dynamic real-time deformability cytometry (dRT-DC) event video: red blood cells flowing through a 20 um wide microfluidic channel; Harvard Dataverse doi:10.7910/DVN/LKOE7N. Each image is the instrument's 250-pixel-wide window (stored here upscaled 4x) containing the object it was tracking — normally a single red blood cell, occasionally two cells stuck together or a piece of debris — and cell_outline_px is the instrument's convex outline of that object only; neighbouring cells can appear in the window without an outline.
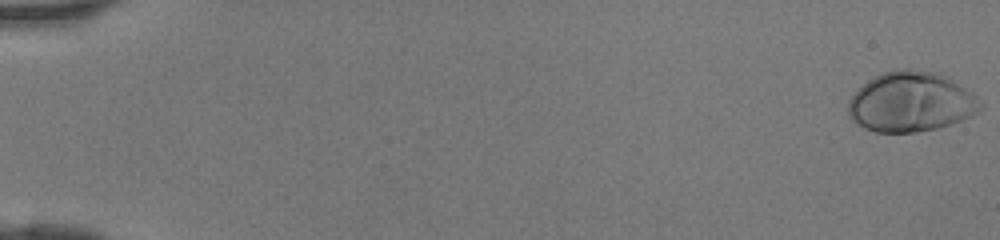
{"species": "human", "species_latin": "Homo sapiens", "temperature_condition": "room temperature", "stored_images_in_passage": 47, "camera_frame_rate_fps": 3000, "um_per_image_px": 0.085, "donor": {"sex": "female"}, "frame": {"image": 1, "passage_image": 1, "time_ms": 0.0, "image_size_px": [1000, 240], "cell_outline_px": [[984, 108], [960, 120], [940, 128], [916, 132], [876, 132], [864, 128], [856, 124], [848, 116], [848, 100], [868, 80], [884, 72], [896, 68], [912, 68], [940, 72], [948, 76], [972, 92], [984, 104]], "centroid_in_image_um": [77.45, 8.64], "position_along_channel_um": 7.6, "area_um2": 46.64}}
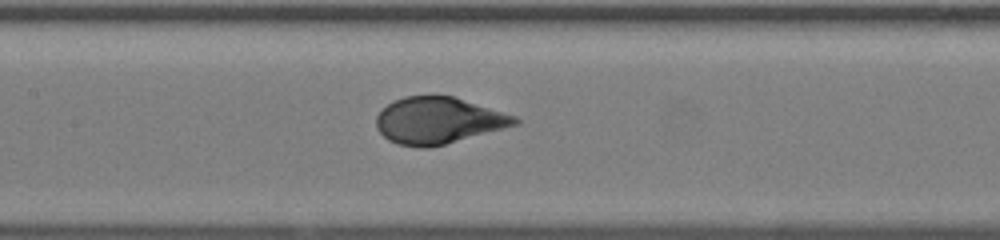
{"frame": {"image": 2, "passage_image": 24, "time_ms": 7.667, "image_size_px": [1000, 240], "cell_outline_px": [[520, 124], [444, 144], [428, 148], [420, 148], [400, 144], [388, 140], [376, 128], [376, 116], [388, 104], [404, 96], [432, 92], [452, 96], [516, 116], [520, 120]], "centroid_in_image_um": [37.24, 10.21], "position_along_channel_um": 170.2, "area_um2": 37.92}}
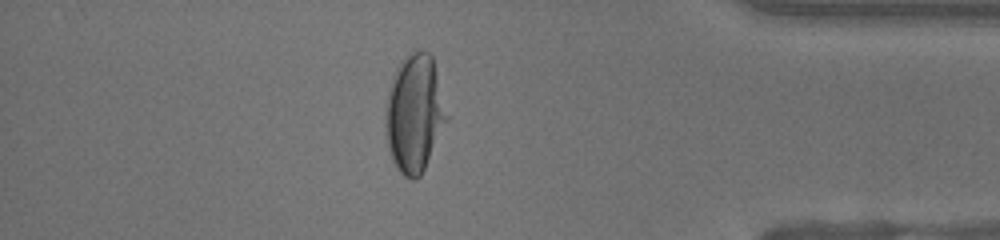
{"frame": {"image": 3, "passage_image": 41, "time_ms": 13.333, "image_size_px": [1000, 240], "cell_outline_px": [[448, 120], [420, 176], [416, 180], [412, 180], [404, 176], [396, 168], [392, 160], [388, 148], [384, 132], [384, 108], [392, 76], [400, 60], [412, 52], [428, 52], [432, 56], [448, 116]], "centroid_in_image_um": [35.19, 9.67], "position_along_channel_um": 400.0, "area_um2": 42.14}}